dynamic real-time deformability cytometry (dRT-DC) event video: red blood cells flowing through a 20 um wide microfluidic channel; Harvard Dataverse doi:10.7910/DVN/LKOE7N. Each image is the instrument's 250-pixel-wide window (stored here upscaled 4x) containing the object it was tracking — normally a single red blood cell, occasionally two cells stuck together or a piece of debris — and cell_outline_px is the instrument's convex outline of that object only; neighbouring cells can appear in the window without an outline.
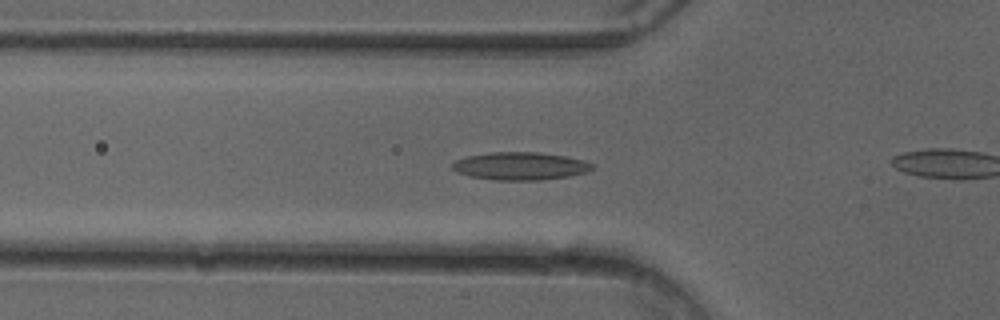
{"species": "common noctule bat (a hibernating species)", "species_latin": "Nyctalus noctula", "temperature_condition": "cold", "stored_images_in_passage": 52, "camera_frame_rate_fps": 3000, "um_per_image_px": 0.085, "animal": {"sex": "female"}, "frame": {"image": 1, "passage_image": 18, "time_ms": 5.667, "image_size_px": [1000, 320], "cell_outline_px": [[596, 164], [588, 172], [568, 176], [540, 180], [496, 180], [468, 176], [456, 172], [452, 168], [452, 164], [456, 160], [468, 156], [488, 152], [540, 152], [564, 156], [584, 160]], "centroid_in_image_um": [44.23, 14.11], "position_along_channel_um": 81.6, "area_um2": 22.77}}
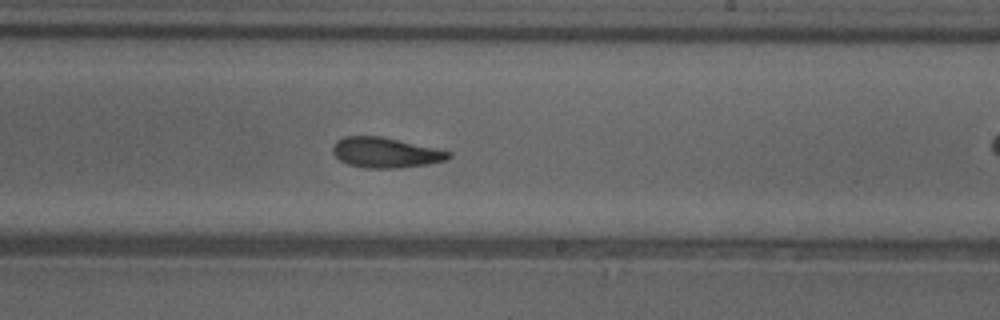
{"frame": {"image": 2, "passage_image": 31, "time_ms": 10.0, "image_size_px": [1000, 320], "cell_outline_px": [[452, 156], [444, 160], [428, 164], [400, 168], [364, 168], [348, 164], [340, 160], [332, 152], [332, 148], [336, 140], [344, 136], [380, 136], [436, 148], [452, 152]], "centroid_in_image_um": [32.75, 12.97], "position_along_channel_um": 256.2, "area_um2": 20.4}}
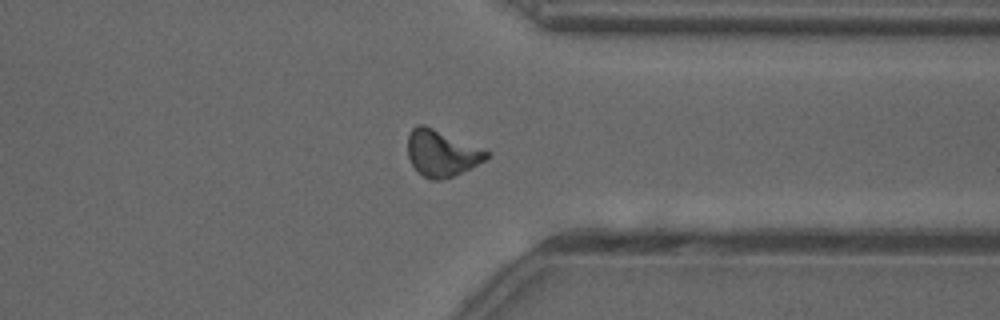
{"frame": {"image": 3, "passage_image": 40, "time_ms": 13.0, "image_size_px": [1000, 320], "cell_outline_px": [[492, 152], [484, 160], [452, 176], [440, 180], [432, 180], [424, 176], [412, 164], [408, 156], [408, 136], [412, 128], [416, 124], [424, 124]], "centroid_in_image_um": [37.52, 12.99], "position_along_channel_um": 373.9, "area_um2": 20.92}, "authors_computed_cell_mechanics": {"area_um2": 20.4901, "velocity_mm_per_s": 4.013, "shape_relaxation_time_tau1_ms": 7.1014, "shape_relaxation_time_tau2_ms": 2.6293, "deformation_change_tau1": 0.1922, "deformation_change_tau2": 0.1037}}